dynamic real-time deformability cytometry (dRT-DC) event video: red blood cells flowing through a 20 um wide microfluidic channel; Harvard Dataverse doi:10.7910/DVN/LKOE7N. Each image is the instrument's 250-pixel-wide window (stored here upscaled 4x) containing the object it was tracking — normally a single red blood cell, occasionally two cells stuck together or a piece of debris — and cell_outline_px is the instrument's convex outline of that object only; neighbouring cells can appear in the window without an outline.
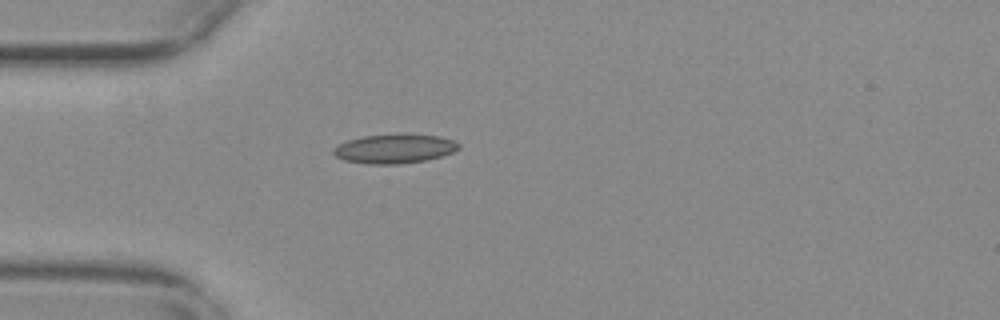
{"species": "common noctule bat (a hibernating species)", "species_latin": "Nyctalus noctula", "temperature_condition": "warm", "stored_images_in_passage": 40, "camera_frame_rate_fps": 3000, "um_per_image_px": 0.085, "animal": {"sex": "female", "body_mass_g": 29.2, "forearm_length_mm": 56.3}, "frame": {"image": 1, "passage_image": 1, "time_ms": 0.0, "image_size_px": [1000, 320], "cell_outline_px": [[460, 148], [452, 152], [428, 160], [400, 164], [368, 164], [344, 160], [336, 156], [332, 152], [332, 148], [348, 140], [360, 136], [396, 132], [440, 136], [452, 140], [460, 144]], "centroid_in_image_um": [33.52, 12.61], "position_along_channel_um": 51.5, "area_um2": 21.85}}
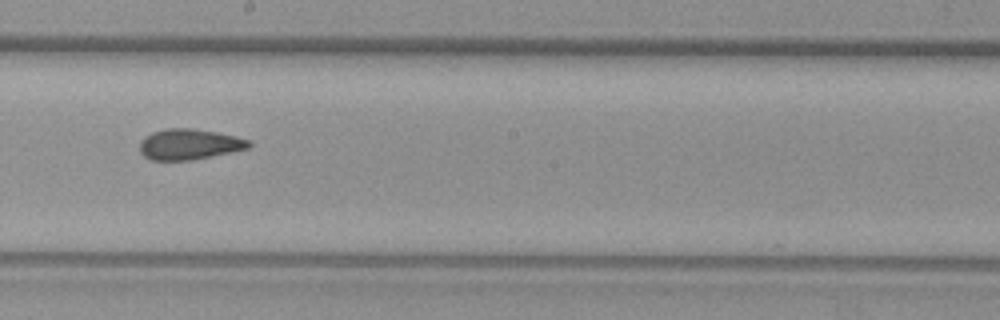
{"frame": {"image": 2, "passage_image": 16, "time_ms": 5.0, "image_size_px": [1000, 320], "cell_outline_px": [[252, 144], [248, 148], [192, 160], [152, 160], [144, 156], [140, 152], [140, 140], [144, 136], [152, 132], [168, 128], [192, 128], [216, 132], [236, 136], [252, 140]], "centroid_in_image_um": [16.08, 12.25], "position_along_channel_um": 232.1, "area_um2": 19.54}}
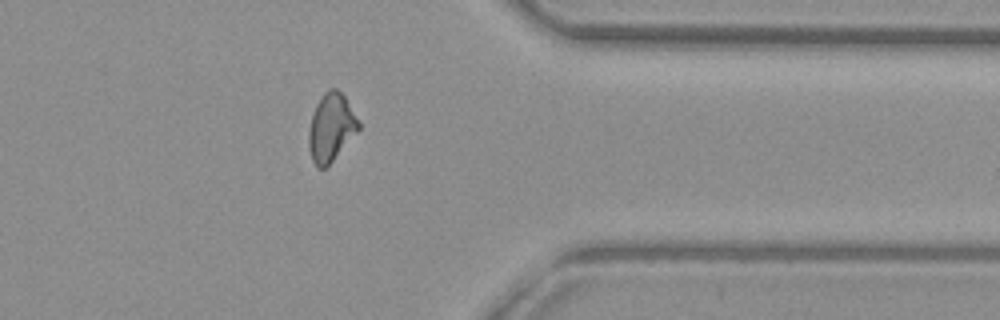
{"frame": {"image": 3, "passage_image": 29, "time_ms": 9.333, "image_size_px": [1000, 320], "cell_outline_px": [[360, 128], [332, 160], [324, 168], [316, 168], [312, 160], [308, 144], [308, 136], [312, 112], [320, 96], [328, 88], [336, 88], [344, 96], [360, 124]], "centroid_in_image_um": [28.1, 10.81], "position_along_channel_um": 383.3, "area_um2": 19.42}, "authors_computed_cell_mechanics": {"area_um2": 19.5364, "velocity_mm_per_s": 3.7977, "shape_relaxation_time_tau1_ms": null, "shape_relaxation_time_tau2_ms": 2.5846, "deformation_change_tau1": null, "deformation_change_tau2": 0.0836}}